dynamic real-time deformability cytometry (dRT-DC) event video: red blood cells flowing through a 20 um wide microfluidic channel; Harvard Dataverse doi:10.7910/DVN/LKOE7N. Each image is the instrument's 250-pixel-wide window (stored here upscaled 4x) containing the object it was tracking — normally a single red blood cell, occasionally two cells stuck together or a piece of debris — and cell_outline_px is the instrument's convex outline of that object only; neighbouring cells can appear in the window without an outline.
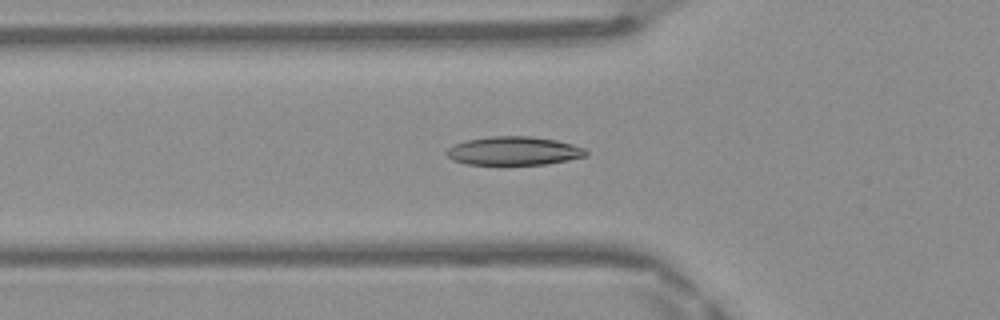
{"species": "Egyptian fruit bat (a non-hibernating species)", "species_latin": "Rousettus aegyptiacus", "temperature_condition": "warm", "stored_images_in_passage": 39, "camera_frame_rate_fps": 3000, "um_per_image_px": 0.085, "frame": {"image": 1, "passage_image": 7, "time_ms": 2.0, "image_size_px": [1000, 320], "cell_outline_px": [[588, 156], [548, 164], [468, 164], [452, 160], [444, 152], [448, 148], [464, 140], [488, 136], [528, 136], [556, 140], [572, 144], [584, 148], [588, 152]], "centroid_in_image_um": [43.67, 12.82], "position_along_channel_um": 82.1, "area_um2": 23.24}}
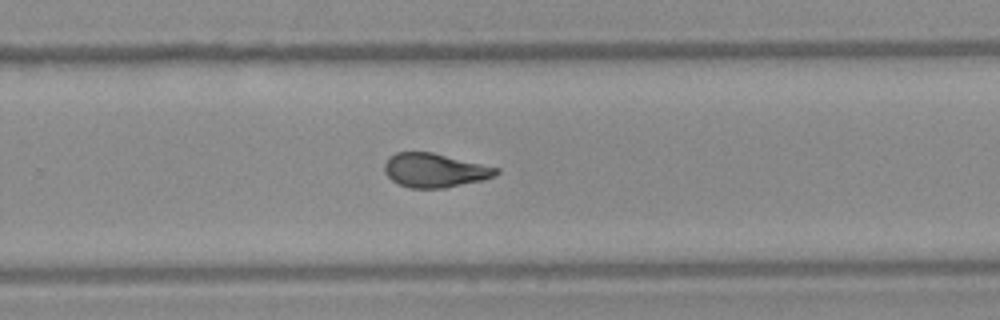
{"frame": {"image": 2, "passage_image": 22, "time_ms": 7.0, "image_size_px": [1000, 320], "cell_outline_px": [[500, 172], [496, 176], [484, 180], [444, 188], [412, 188], [400, 184], [392, 180], [384, 172], [384, 164], [388, 156], [396, 152], [432, 152], [500, 168]], "centroid_in_image_um": [36.97, 14.47], "position_along_channel_um": 292.8, "area_um2": 22.25}}
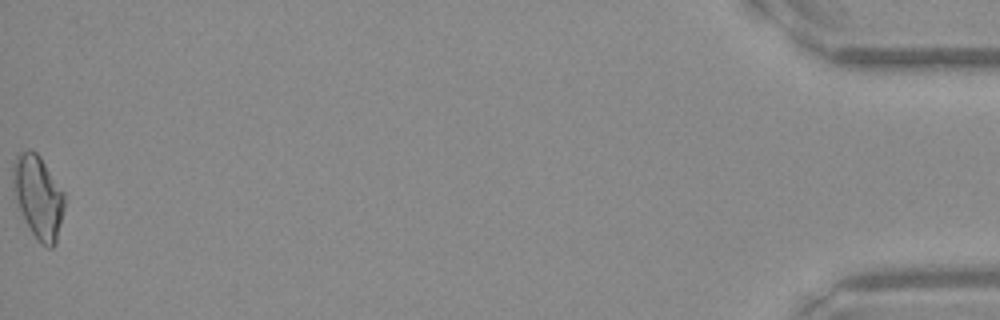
{"frame": {"image": 3, "passage_image": 39, "time_ms": 12.667, "image_size_px": [1000, 320], "cell_outline_px": [[64, 208], [56, 244], [52, 248], [48, 248], [40, 244], [32, 232], [16, 200], [12, 184], [12, 164], [16, 152], [28, 148], [36, 152], [40, 156], [64, 192]], "centroid_in_image_um": [3.24, 16.68], "position_along_channel_um": 432.0, "area_um2": 24.97}, "authors_computed_cell_mechanics": {"area_um2": 22.4842, "velocity_mm_per_s": 4.1945, "shape_relaxation_time_tau1_ms": 7.4893, "shape_relaxation_time_tau2_ms": 1.1166, "deformation_change_tau1": 0.2219, "deformation_change_tau2": 0.0663}}